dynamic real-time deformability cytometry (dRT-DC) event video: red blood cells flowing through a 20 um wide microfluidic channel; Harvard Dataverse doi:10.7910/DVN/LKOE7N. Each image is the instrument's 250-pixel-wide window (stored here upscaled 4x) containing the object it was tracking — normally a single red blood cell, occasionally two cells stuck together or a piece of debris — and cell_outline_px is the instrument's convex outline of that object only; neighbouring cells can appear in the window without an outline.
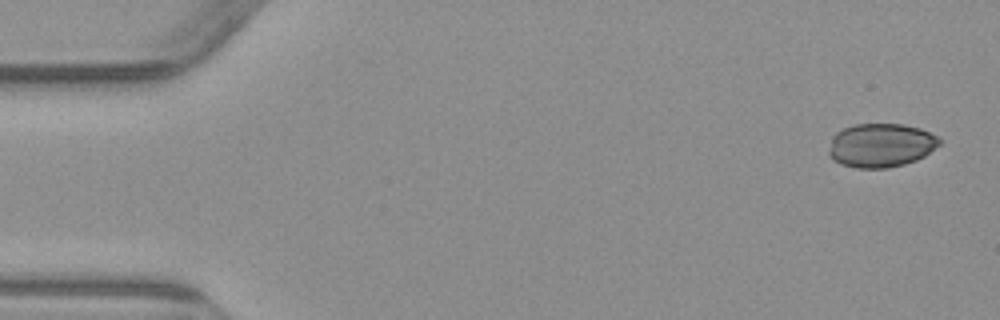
{"species": "common noctule bat (a hibernating species)", "species_latin": "Nyctalus noctula", "temperature_condition": "warm", "stored_images_in_passage": 4, "camera_frame_rate_fps": 3000, "um_per_image_px": 0.085, "animal": {"sex": "male", "body_mass_g": 23.1, "forearm_length_mm": 52.7}, "frame": {"image": 1, "passage_image": 1, "time_ms": 0.0, "image_size_px": [1000, 320], "cell_outline_px": [[940, 144], [924, 156], [916, 160], [904, 164], [888, 168], [856, 168], [840, 164], [832, 160], [828, 156], [828, 152], [832, 136], [836, 132], [852, 124], [904, 124], [920, 128], [936, 136], [940, 140]], "centroid_in_image_um": [74.83, 12.35], "position_along_channel_um": 10.2, "area_um2": 28.44}}
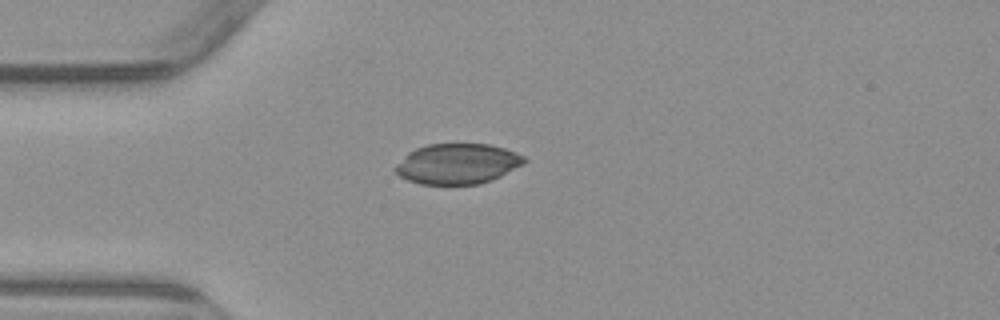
{"frame": {"image": 2, "passage_image": 4, "time_ms": 4.0, "image_size_px": [1000, 320], "cell_outline_px": [[528, 160], [524, 164], [492, 180], [480, 184], [420, 184], [408, 180], [400, 176], [392, 168], [408, 152], [416, 148], [428, 144], [488, 144], [504, 148], [516, 152], [524, 156]], "centroid_in_image_um": [38.88, 13.92], "position_along_channel_um": 46.1, "area_um2": 30.4}}